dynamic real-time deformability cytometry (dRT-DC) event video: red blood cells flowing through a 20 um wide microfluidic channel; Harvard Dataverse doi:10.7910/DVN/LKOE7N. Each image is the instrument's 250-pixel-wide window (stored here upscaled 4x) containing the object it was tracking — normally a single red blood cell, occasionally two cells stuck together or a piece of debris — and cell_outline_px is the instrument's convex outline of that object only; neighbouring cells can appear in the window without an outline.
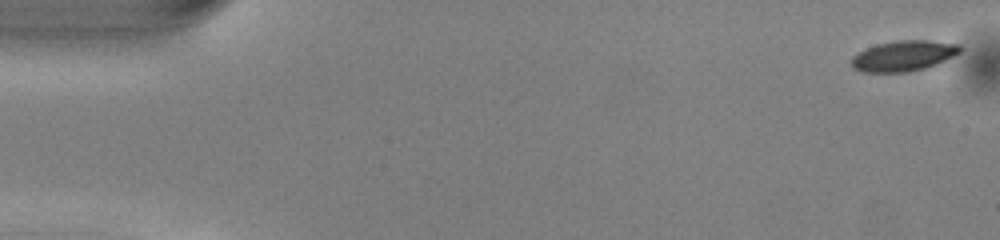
{"species": "common noctule bat (a hibernating species)", "species_latin": "Nyctalus noctula", "temperature_condition": "warm", "stored_images_in_passage": 50, "camera_frame_rate_fps": 3000, "um_per_image_px": 0.085, "animal": {"sex": "male", "body_mass_g": 13.0, "forearm_length_mm": 53.1}, "frame": {"image": 1, "passage_image": 1, "time_ms": 0.0, "image_size_px": [1000, 240], "cell_outline_px": [[960, 52], [936, 64], [924, 68], [908, 72], [864, 72], [852, 68], [852, 56], [876, 44], [896, 40], [928, 40], [960, 44]], "centroid_in_image_um": [76.79, 4.74], "position_along_channel_um": 8.2, "area_um2": 19.13}}
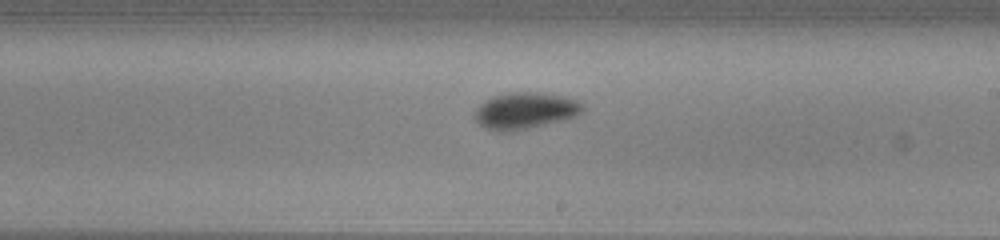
{"frame": {"image": 2, "passage_image": 29, "time_ms": 9.333, "image_size_px": [1000, 240], "cell_outline_px": [[584, 108], [580, 112], [572, 116], [528, 128], [512, 132], [496, 132], [484, 128], [476, 124], [472, 116], [476, 108], [484, 100], [508, 92], [540, 92], [564, 96], [576, 100], [584, 104]], "centroid_in_image_um": [44.52, 9.41], "position_along_channel_um": 244.5, "area_um2": 23.0}}
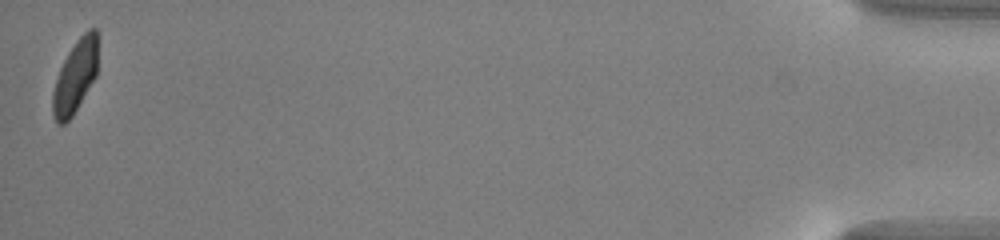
{"frame": {"image": 3, "passage_image": 50, "time_ms": 16.333, "image_size_px": [1000, 240], "cell_outline_px": [[96, 76], [72, 116], [64, 124], [56, 124], [52, 112], [52, 92], [60, 68], [68, 52], [76, 40], [88, 28], [96, 28]], "centroid_in_image_um": [6.36, 6.53], "position_along_channel_um": 428.8, "area_um2": 18.84}, "authors_computed_cell_mechanics": {"area_um2": 20.5768, "velocity_mm_per_s": 4.051, "shape_relaxation_time_tau1_ms": 2.5836, "shape_relaxation_time_tau2_ms": null, "deformation_change_tau1": 0.1259, "deformation_change_tau2": null}}